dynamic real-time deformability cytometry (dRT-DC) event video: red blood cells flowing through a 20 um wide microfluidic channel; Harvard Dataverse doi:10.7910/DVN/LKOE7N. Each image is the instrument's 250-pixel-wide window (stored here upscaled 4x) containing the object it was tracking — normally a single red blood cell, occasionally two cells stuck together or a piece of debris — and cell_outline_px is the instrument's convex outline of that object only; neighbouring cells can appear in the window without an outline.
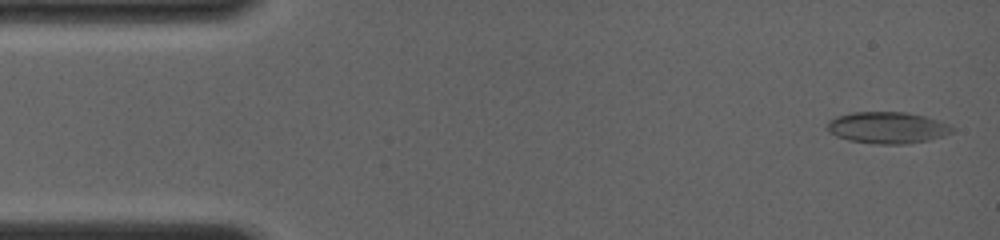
{"species": "common noctule bat (a hibernating species)", "species_latin": "Nyctalus noctula", "temperature_condition": "room temperature", "stored_images_in_passage": 10, "camera_frame_rate_fps": 4000, "um_per_image_px": 0.085, "animal": {"sex": "female", "body_mass_g": 19.0, "forearm_length_mm": 56.7}, "frame": {"image": 1, "passage_image": 1, "time_ms": 0.0, "image_size_px": [1000, 240], "cell_outline_px": [[956, 128], [952, 132], [944, 136], [928, 140], [908, 144], [876, 144], [848, 140], [836, 136], [828, 132], [828, 120], [836, 116], [852, 112], [908, 112], [940, 120]], "centroid_in_image_um": [75.44, 10.85], "position_along_channel_um": 9.6, "area_um2": 23.24}}
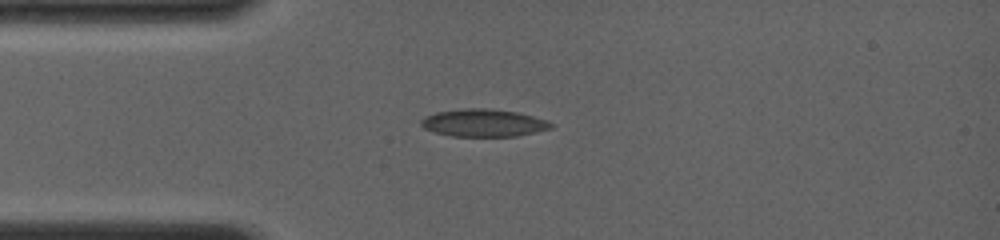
{"frame": {"image": 2, "passage_image": 9, "time_ms": 3.25, "image_size_px": [1000, 240], "cell_outline_px": [[552, 128], [516, 136], [452, 136], [436, 132], [424, 128], [420, 124], [420, 120], [424, 116], [436, 112], [464, 108], [488, 108], [516, 112], [548, 120], [552, 124]], "centroid_in_image_um": [41.07, 10.44], "position_along_channel_um": 43.9, "area_um2": 20.75}}